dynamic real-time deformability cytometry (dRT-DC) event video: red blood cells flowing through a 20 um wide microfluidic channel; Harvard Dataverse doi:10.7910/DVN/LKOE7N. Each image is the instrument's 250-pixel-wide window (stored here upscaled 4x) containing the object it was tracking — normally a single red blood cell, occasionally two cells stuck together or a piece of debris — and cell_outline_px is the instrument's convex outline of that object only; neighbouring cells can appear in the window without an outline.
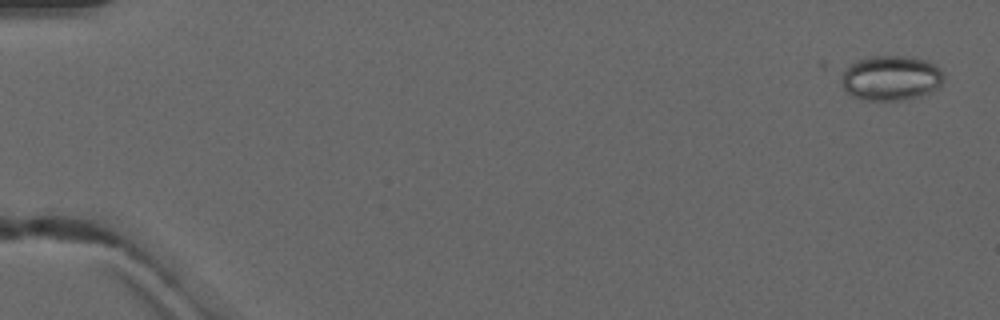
{"species": "common noctule bat (a hibernating species)", "species_latin": "Nyctalus noctula", "temperature_condition": "warm", "stored_images_in_passage": 2, "camera_frame_rate_fps": 3000, "um_per_image_px": 0.085, "animal": {"sex": "male", "forearm_length_mm": 52.5}, "frame": {"image": 1, "passage_image": 2, "time_ms": 1.0, "image_size_px": [1000, 320], "cell_outline_px": [[944, 80], [940, 88], [920, 96], [900, 100], [864, 100], [852, 96], [844, 88], [844, 72], [856, 60], [872, 56], [904, 56], [928, 60], [940, 68], [944, 72]], "centroid_in_image_um": [75.82, 6.63], "position_along_channel_um": 9.2, "area_um2": 26.7}}